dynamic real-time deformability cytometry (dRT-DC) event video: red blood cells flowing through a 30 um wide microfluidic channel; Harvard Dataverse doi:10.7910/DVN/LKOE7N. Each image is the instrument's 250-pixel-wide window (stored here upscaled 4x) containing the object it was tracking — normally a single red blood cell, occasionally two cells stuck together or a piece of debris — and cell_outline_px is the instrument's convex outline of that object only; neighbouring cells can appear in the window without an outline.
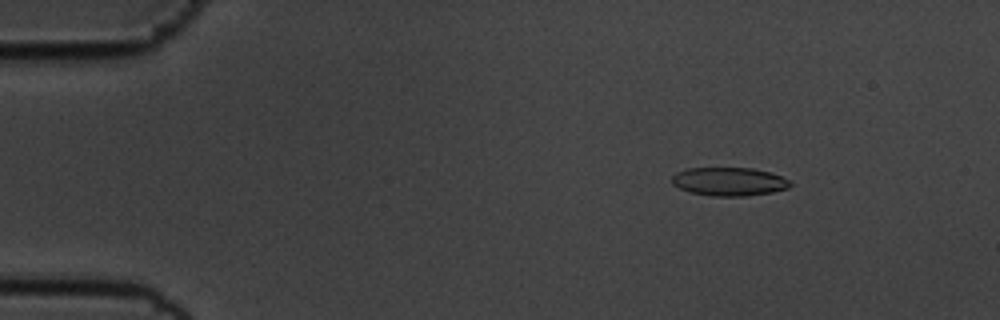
{"species": "common noctule bat (a hibernating species)", "species_latin": "Nyctalus noctula", "temperature_condition": "cold", "stored_images_in_passage": 56, "camera_frame_rate_fps": 3000, "um_per_image_px": 0.085, "animal": {"sex": "male", "body_mass_g": 19.5, "forearm_length_mm": 54.6}, "frame": {"image": 1, "passage_image": 8, "time_ms": 2.333, "image_size_px": [1000, 320], "cell_outline_px": [[792, 184], [788, 188], [772, 192], [744, 196], [712, 196], [688, 192], [672, 184], [672, 176], [676, 172], [688, 168], [752, 168], [768, 172], [780, 176], [788, 180]], "centroid_in_image_um": [61.94, 15.44], "position_along_channel_um": 23.1, "area_um2": 19.54}}
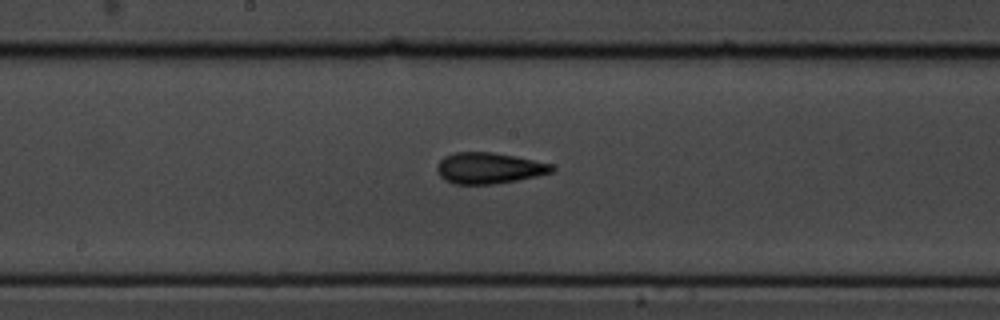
{"frame": {"image": 2, "passage_image": 30, "time_ms": 9.667, "image_size_px": [1000, 320], "cell_outline_px": [[556, 168], [552, 172], [536, 176], [516, 180], [492, 184], [456, 184], [444, 180], [440, 176], [436, 168], [440, 160], [444, 156], [456, 152], [492, 152], [516, 156], [552, 164]], "centroid_in_image_um": [41.55, 14.28], "position_along_channel_um": 206.6, "area_um2": 20.75}}
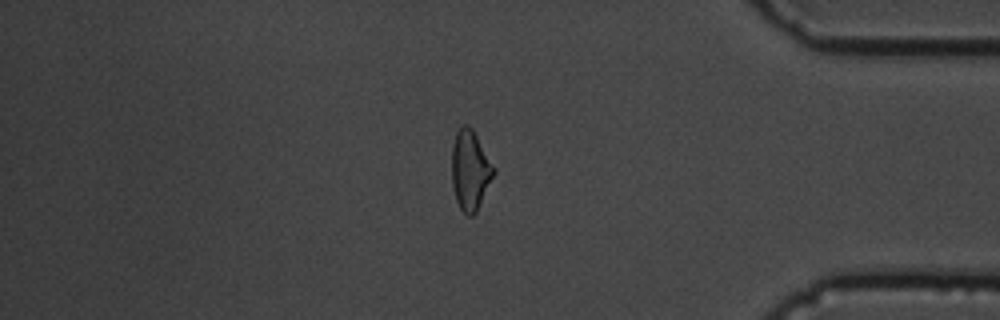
{"frame": {"image": 3, "passage_image": 48, "time_ms": 15.667, "image_size_px": [1000, 320], "cell_outline_px": [[496, 172], [476, 212], [472, 216], [468, 216], [460, 208], [456, 200], [452, 184], [452, 144], [456, 132], [464, 124], [468, 124], [472, 128], [496, 168]], "centroid_in_image_um": [39.98, 14.45], "position_along_channel_um": 395.2, "area_um2": 19.59}, "authors_computed_cell_mechanics": {"area_um2": 20.0855, "velocity_mm_per_s": 3.5774, "shape_relaxation_time_tau1_ms": 7.5916, "shape_relaxation_time_tau2_ms": 2.1056, "deformation_change_tau1": 0.1733, "deformation_change_tau2": 0.0999}}